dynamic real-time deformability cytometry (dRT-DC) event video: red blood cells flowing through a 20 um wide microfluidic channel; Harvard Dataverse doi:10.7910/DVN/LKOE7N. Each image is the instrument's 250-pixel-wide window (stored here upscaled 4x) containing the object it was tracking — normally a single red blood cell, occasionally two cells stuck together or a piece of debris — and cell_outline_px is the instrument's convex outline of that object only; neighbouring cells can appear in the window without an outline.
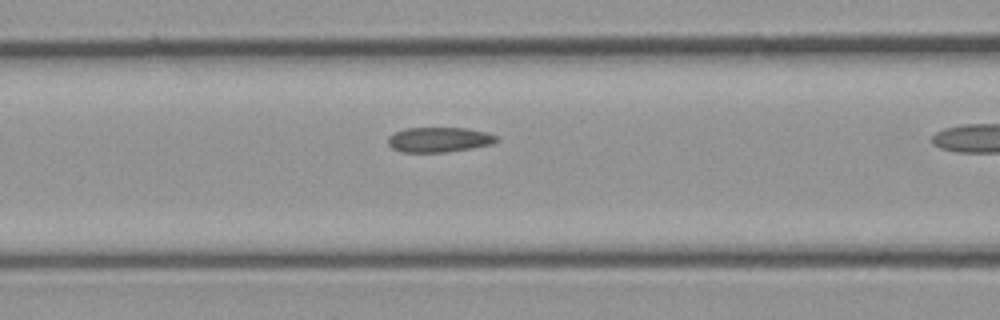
{"species": "common noctule bat (a hibernating species)", "species_latin": "Nyctalus noctula", "temperature_condition": "cold", "stored_images_in_passage": 7, "camera_frame_rate_fps": 3000, "um_per_image_px": 0.085, "animal": {"sex": "male", "body_mass_g": 23.1, "forearm_length_mm": 52.7}, "frame": {"image": 1, "passage_image": 3, "time_ms": 0.667, "image_size_px": [1000, 320], "cell_outline_px": [[500, 140], [492, 144], [472, 148], [448, 152], [400, 152], [392, 148], [388, 144], [388, 136], [392, 132], [404, 128], [468, 128], [488, 132], [500, 136]], "centroid_in_image_um": [37.34, 11.86], "position_along_channel_um": 129.3, "area_um2": 16.18}}
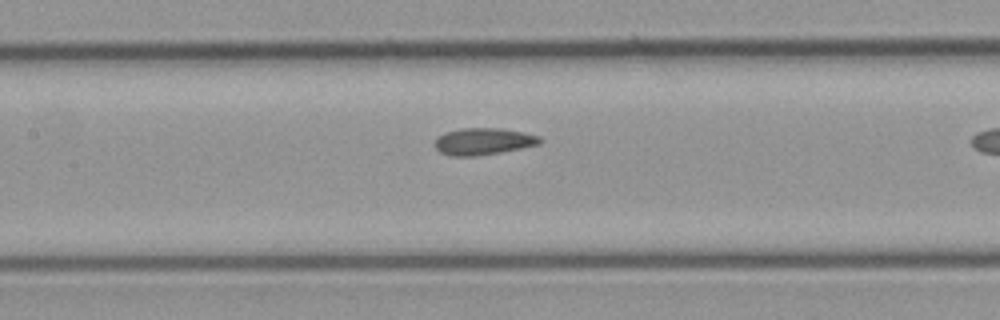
{"frame": {"image": 2, "passage_image": 6, "time_ms": 1.667, "image_size_px": [1000, 320], "cell_outline_px": [[544, 140], [540, 144], [500, 152], [476, 156], [452, 156], [440, 152], [432, 144], [444, 132], [460, 128], [504, 128], [524, 132], [540, 136]], "centroid_in_image_um": [41.1, 12.01], "position_along_channel_um": 166.3, "area_um2": 16.59}}